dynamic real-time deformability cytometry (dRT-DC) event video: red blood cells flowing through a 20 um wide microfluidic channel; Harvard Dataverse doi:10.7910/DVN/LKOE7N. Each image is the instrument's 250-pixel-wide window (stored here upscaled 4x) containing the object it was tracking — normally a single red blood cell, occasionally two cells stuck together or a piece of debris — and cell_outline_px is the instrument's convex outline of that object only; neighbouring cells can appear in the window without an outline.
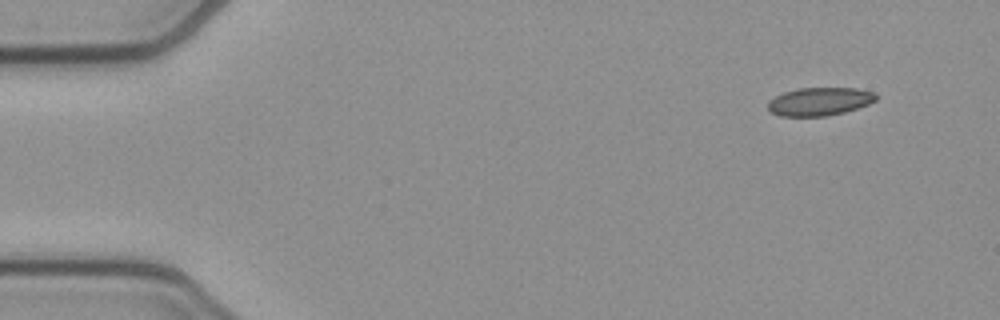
{"species": "common noctule bat (a hibernating species)", "species_latin": "Nyctalus noctula", "temperature_condition": "cold", "stored_images_in_passage": 13, "camera_frame_rate_fps": 3000, "um_per_image_px": 0.085, "animal": {"sex": "female", "body_mass_g": 21.9}, "frame": {"image": 1, "passage_image": 1, "time_ms": 0.0, "image_size_px": [1000, 320], "cell_outline_px": [[876, 100], [868, 104], [844, 112], [824, 116], [780, 116], [772, 112], [768, 108], [768, 100], [784, 92], [800, 88], [856, 88], [876, 92]], "centroid_in_image_um": [69.66, 8.62], "position_along_channel_um": 15.3, "area_um2": 17.63}}
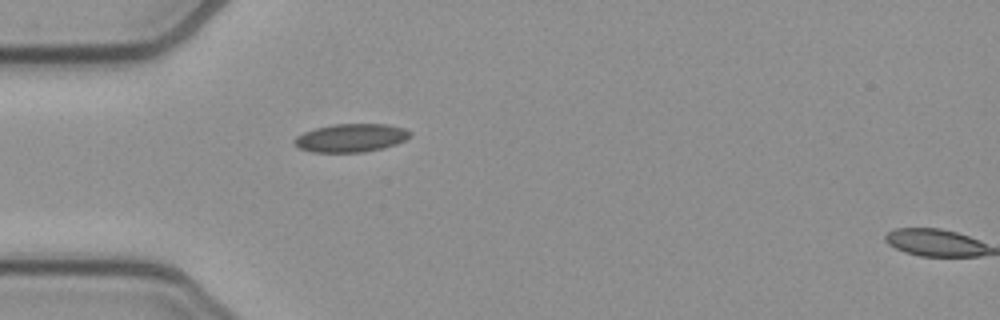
{"frame": {"image": 2, "passage_image": 12, "time_ms": 3.667, "image_size_px": [1000, 320], "cell_outline_px": [[412, 136], [396, 144], [364, 152], [312, 152], [300, 148], [292, 144], [292, 140], [296, 136], [304, 132], [316, 128], [332, 124], [388, 124], [404, 128], [412, 132]], "centroid_in_image_um": [29.81, 11.71], "position_along_channel_um": 55.2, "area_um2": 19.13}}